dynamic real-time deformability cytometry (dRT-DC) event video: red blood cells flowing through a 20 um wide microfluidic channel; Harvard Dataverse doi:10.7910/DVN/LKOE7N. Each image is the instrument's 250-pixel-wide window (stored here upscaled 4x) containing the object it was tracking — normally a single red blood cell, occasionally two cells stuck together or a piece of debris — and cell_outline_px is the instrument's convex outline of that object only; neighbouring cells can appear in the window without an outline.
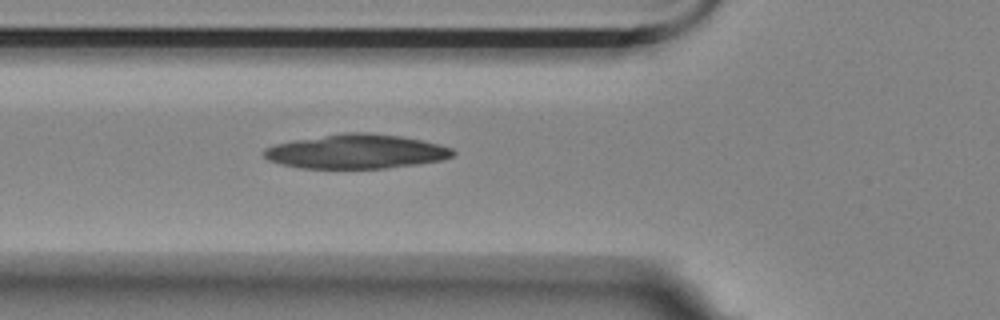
{"species": "Egyptian fruit bat (a non-hibernating species)", "species_latin": "Rousettus aegyptiacus", "temperature_condition": "room temperature", "stored_images_in_passage": 2, "camera_frame_rate_fps": 3000, "um_per_image_px": 0.085, "animal": {"sex": "female"}, "frame": {"image": 1, "passage_image": 2, "time_ms": 1.0, "image_size_px": [1000, 320], "cell_outline_px": [[456, 152], [452, 156], [444, 160], [420, 164], [384, 168], [300, 168], [280, 164], [268, 160], [264, 156], [264, 148], [276, 144], [296, 140], [344, 132], [368, 132], [400, 136], [420, 140], [452, 148]], "centroid_in_image_um": [30.29, 12.88], "position_along_channel_um": 95.5, "area_um2": 37.63}}